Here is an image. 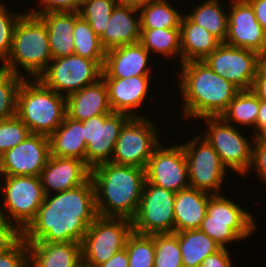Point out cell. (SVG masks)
I'll list each match as a JSON object with an SVG mask.
<instances>
[{"instance_id": "cell-1", "label": "cell", "mask_w": 266, "mask_h": 267, "mask_svg": "<svg viewBox=\"0 0 266 267\" xmlns=\"http://www.w3.org/2000/svg\"><path fill=\"white\" fill-rule=\"evenodd\" d=\"M98 217L91 177L82 185L45 195L35 218L21 232L26 242L80 243Z\"/></svg>"}, {"instance_id": "cell-2", "label": "cell", "mask_w": 266, "mask_h": 267, "mask_svg": "<svg viewBox=\"0 0 266 267\" xmlns=\"http://www.w3.org/2000/svg\"><path fill=\"white\" fill-rule=\"evenodd\" d=\"M179 92L182 114L190 121L203 117H220L239 89L216 74L204 61L179 64Z\"/></svg>"}, {"instance_id": "cell-3", "label": "cell", "mask_w": 266, "mask_h": 267, "mask_svg": "<svg viewBox=\"0 0 266 267\" xmlns=\"http://www.w3.org/2000/svg\"><path fill=\"white\" fill-rule=\"evenodd\" d=\"M98 216L132 220L138 210L145 169L112 162L91 169Z\"/></svg>"}, {"instance_id": "cell-4", "label": "cell", "mask_w": 266, "mask_h": 267, "mask_svg": "<svg viewBox=\"0 0 266 267\" xmlns=\"http://www.w3.org/2000/svg\"><path fill=\"white\" fill-rule=\"evenodd\" d=\"M51 60L47 27L38 16L27 11L15 26L9 56L0 67L24 79L29 75V79H35Z\"/></svg>"}, {"instance_id": "cell-5", "label": "cell", "mask_w": 266, "mask_h": 267, "mask_svg": "<svg viewBox=\"0 0 266 267\" xmlns=\"http://www.w3.org/2000/svg\"><path fill=\"white\" fill-rule=\"evenodd\" d=\"M16 116L31 134L50 136L66 116V97L46 87L38 78H25L17 92Z\"/></svg>"}, {"instance_id": "cell-6", "label": "cell", "mask_w": 266, "mask_h": 267, "mask_svg": "<svg viewBox=\"0 0 266 267\" xmlns=\"http://www.w3.org/2000/svg\"><path fill=\"white\" fill-rule=\"evenodd\" d=\"M254 219L252 213L232 198L224 197V193L212 194L199 229L221 248H228L227 244L247 240L256 232Z\"/></svg>"}, {"instance_id": "cell-7", "label": "cell", "mask_w": 266, "mask_h": 267, "mask_svg": "<svg viewBox=\"0 0 266 267\" xmlns=\"http://www.w3.org/2000/svg\"><path fill=\"white\" fill-rule=\"evenodd\" d=\"M0 216L22 232L35 218L45 193L40 176H0ZM2 190V191H1ZM3 195V196H2Z\"/></svg>"}, {"instance_id": "cell-8", "label": "cell", "mask_w": 266, "mask_h": 267, "mask_svg": "<svg viewBox=\"0 0 266 267\" xmlns=\"http://www.w3.org/2000/svg\"><path fill=\"white\" fill-rule=\"evenodd\" d=\"M199 120H203L208 127L201 136L218 153L222 164L228 169V173L231 170L232 173L234 171L240 176H248L247 171L252 161L254 136H249V139L241 132L242 130L226 123L221 117H203Z\"/></svg>"}, {"instance_id": "cell-9", "label": "cell", "mask_w": 266, "mask_h": 267, "mask_svg": "<svg viewBox=\"0 0 266 267\" xmlns=\"http://www.w3.org/2000/svg\"><path fill=\"white\" fill-rule=\"evenodd\" d=\"M104 60H90L76 54L52 59L38 79L67 97L101 79Z\"/></svg>"}, {"instance_id": "cell-10", "label": "cell", "mask_w": 266, "mask_h": 267, "mask_svg": "<svg viewBox=\"0 0 266 267\" xmlns=\"http://www.w3.org/2000/svg\"><path fill=\"white\" fill-rule=\"evenodd\" d=\"M132 232V220L98 216L88 227L81 242L82 260L95 267L125 248Z\"/></svg>"}, {"instance_id": "cell-11", "label": "cell", "mask_w": 266, "mask_h": 267, "mask_svg": "<svg viewBox=\"0 0 266 267\" xmlns=\"http://www.w3.org/2000/svg\"><path fill=\"white\" fill-rule=\"evenodd\" d=\"M156 125L147 117H130L120 130L111 162L145 169L161 143Z\"/></svg>"}, {"instance_id": "cell-12", "label": "cell", "mask_w": 266, "mask_h": 267, "mask_svg": "<svg viewBox=\"0 0 266 267\" xmlns=\"http://www.w3.org/2000/svg\"><path fill=\"white\" fill-rule=\"evenodd\" d=\"M197 134L192 140L182 142L186 161L190 187L202 190L210 194H222L226 170L221 162L218 153L204 139Z\"/></svg>"}, {"instance_id": "cell-13", "label": "cell", "mask_w": 266, "mask_h": 267, "mask_svg": "<svg viewBox=\"0 0 266 267\" xmlns=\"http://www.w3.org/2000/svg\"><path fill=\"white\" fill-rule=\"evenodd\" d=\"M175 192L145 180L132 231L139 234L174 233Z\"/></svg>"}, {"instance_id": "cell-14", "label": "cell", "mask_w": 266, "mask_h": 267, "mask_svg": "<svg viewBox=\"0 0 266 267\" xmlns=\"http://www.w3.org/2000/svg\"><path fill=\"white\" fill-rule=\"evenodd\" d=\"M129 118L128 114L112 112L82 121L86 143L85 163L90 169L111 162L120 130Z\"/></svg>"}, {"instance_id": "cell-15", "label": "cell", "mask_w": 266, "mask_h": 267, "mask_svg": "<svg viewBox=\"0 0 266 267\" xmlns=\"http://www.w3.org/2000/svg\"><path fill=\"white\" fill-rule=\"evenodd\" d=\"M146 181L172 192L190 187L186 154L182 144L163 146L160 143L152 152L145 168Z\"/></svg>"}, {"instance_id": "cell-16", "label": "cell", "mask_w": 266, "mask_h": 267, "mask_svg": "<svg viewBox=\"0 0 266 267\" xmlns=\"http://www.w3.org/2000/svg\"><path fill=\"white\" fill-rule=\"evenodd\" d=\"M259 53L222 42L203 61L239 90H250L257 75Z\"/></svg>"}, {"instance_id": "cell-17", "label": "cell", "mask_w": 266, "mask_h": 267, "mask_svg": "<svg viewBox=\"0 0 266 267\" xmlns=\"http://www.w3.org/2000/svg\"><path fill=\"white\" fill-rule=\"evenodd\" d=\"M49 156V136L30 134L0 156V176H40Z\"/></svg>"}, {"instance_id": "cell-18", "label": "cell", "mask_w": 266, "mask_h": 267, "mask_svg": "<svg viewBox=\"0 0 266 267\" xmlns=\"http://www.w3.org/2000/svg\"><path fill=\"white\" fill-rule=\"evenodd\" d=\"M229 4L228 32L224 43L259 54L266 53V32L258 23L251 4L247 0H230Z\"/></svg>"}, {"instance_id": "cell-19", "label": "cell", "mask_w": 266, "mask_h": 267, "mask_svg": "<svg viewBox=\"0 0 266 267\" xmlns=\"http://www.w3.org/2000/svg\"><path fill=\"white\" fill-rule=\"evenodd\" d=\"M152 77L138 75L128 78H102L108 90L111 110L128 114L130 117H146V114L142 115L139 110L145 100L148 101L147 98L152 97L149 95Z\"/></svg>"}, {"instance_id": "cell-20", "label": "cell", "mask_w": 266, "mask_h": 267, "mask_svg": "<svg viewBox=\"0 0 266 267\" xmlns=\"http://www.w3.org/2000/svg\"><path fill=\"white\" fill-rule=\"evenodd\" d=\"M151 57L153 56L139 42L107 50L101 78L151 75L152 65L149 62Z\"/></svg>"}, {"instance_id": "cell-21", "label": "cell", "mask_w": 266, "mask_h": 267, "mask_svg": "<svg viewBox=\"0 0 266 267\" xmlns=\"http://www.w3.org/2000/svg\"><path fill=\"white\" fill-rule=\"evenodd\" d=\"M91 177V169L82 160L49 156L40 174L45 195L55 194L84 184Z\"/></svg>"}, {"instance_id": "cell-22", "label": "cell", "mask_w": 266, "mask_h": 267, "mask_svg": "<svg viewBox=\"0 0 266 267\" xmlns=\"http://www.w3.org/2000/svg\"><path fill=\"white\" fill-rule=\"evenodd\" d=\"M140 38L139 9L116 5L105 31L100 36L103 48L107 51L119 46L134 44Z\"/></svg>"}, {"instance_id": "cell-23", "label": "cell", "mask_w": 266, "mask_h": 267, "mask_svg": "<svg viewBox=\"0 0 266 267\" xmlns=\"http://www.w3.org/2000/svg\"><path fill=\"white\" fill-rule=\"evenodd\" d=\"M112 112L108 90L102 78L66 97V115L75 120L84 121Z\"/></svg>"}, {"instance_id": "cell-24", "label": "cell", "mask_w": 266, "mask_h": 267, "mask_svg": "<svg viewBox=\"0 0 266 267\" xmlns=\"http://www.w3.org/2000/svg\"><path fill=\"white\" fill-rule=\"evenodd\" d=\"M29 267H76L82 261L81 244L77 242H26Z\"/></svg>"}, {"instance_id": "cell-25", "label": "cell", "mask_w": 266, "mask_h": 267, "mask_svg": "<svg viewBox=\"0 0 266 267\" xmlns=\"http://www.w3.org/2000/svg\"><path fill=\"white\" fill-rule=\"evenodd\" d=\"M212 194L187 188L176 192L174 202V232L199 229Z\"/></svg>"}, {"instance_id": "cell-26", "label": "cell", "mask_w": 266, "mask_h": 267, "mask_svg": "<svg viewBox=\"0 0 266 267\" xmlns=\"http://www.w3.org/2000/svg\"><path fill=\"white\" fill-rule=\"evenodd\" d=\"M181 63L203 61L222 42L185 13L180 25Z\"/></svg>"}, {"instance_id": "cell-27", "label": "cell", "mask_w": 266, "mask_h": 267, "mask_svg": "<svg viewBox=\"0 0 266 267\" xmlns=\"http://www.w3.org/2000/svg\"><path fill=\"white\" fill-rule=\"evenodd\" d=\"M46 25L52 59L75 53V12H49L38 16Z\"/></svg>"}, {"instance_id": "cell-28", "label": "cell", "mask_w": 266, "mask_h": 267, "mask_svg": "<svg viewBox=\"0 0 266 267\" xmlns=\"http://www.w3.org/2000/svg\"><path fill=\"white\" fill-rule=\"evenodd\" d=\"M50 155L76 158L85 162L86 143L83 122L65 116L62 124L49 136Z\"/></svg>"}, {"instance_id": "cell-29", "label": "cell", "mask_w": 266, "mask_h": 267, "mask_svg": "<svg viewBox=\"0 0 266 267\" xmlns=\"http://www.w3.org/2000/svg\"><path fill=\"white\" fill-rule=\"evenodd\" d=\"M178 237L183 267H200L202 261L221 247L200 229L174 232Z\"/></svg>"}, {"instance_id": "cell-30", "label": "cell", "mask_w": 266, "mask_h": 267, "mask_svg": "<svg viewBox=\"0 0 266 267\" xmlns=\"http://www.w3.org/2000/svg\"><path fill=\"white\" fill-rule=\"evenodd\" d=\"M222 0H204L185 13L194 23L224 42L228 32V10ZM226 8V9H225ZM225 10V11H224Z\"/></svg>"}, {"instance_id": "cell-31", "label": "cell", "mask_w": 266, "mask_h": 267, "mask_svg": "<svg viewBox=\"0 0 266 267\" xmlns=\"http://www.w3.org/2000/svg\"><path fill=\"white\" fill-rule=\"evenodd\" d=\"M260 107V99L250 90H239L234 99L229 103L227 109L221 114V118L238 128L242 126L251 127L253 134H256V119ZM236 123V124H235ZM240 125V126H239Z\"/></svg>"}, {"instance_id": "cell-32", "label": "cell", "mask_w": 266, "mask_h": 267, "mask_svg": "<svg viewBox=\"0 0 266 267\" xmlns=\"http://www.w3.org/2000/svg\"><path fill=\"white\" fill-rule=\"evenodd\" d=\"M139 43L151 55L159 53L158 55L167 60L179 57V63L181 64L180 28L140 29Z\"/></svg>"}, {"instance_id": "cell-33", "label": "cell", "mask_w": 266, "mask_h": 267, "mask_svg": "<svg viewBox=\"0 0 266 267\" xmlns=\"http://www.w3.org/2000/svg\"><path fill=\"white\" fill-rule=\"evenodd\" d=\"M170 0H150L140 13V29L180 28L183 9H178ZM178 9V10H177ZM180 10V11H179Z\"/></svg>"}, {"instance_id": "cell-34", "label": "cell", "mask_w": 266, "mask_h": 267, "mask_svg": "<svg viewBox=\"0 0 266 267\" xmlns=\"http://www.w3.org/2000/svg\"><path fill=\"white\" fill-rule=\"evenodd\" d=\"M74 36L75 53L90 60H104L106 50L103 48L100 37L94 33L88 22L75 12Z\"/></svg>"}, {"instance_id": "cell-35", "label": "cell", "mask_w": 266, "mask_h": 267, "mask_svg": "<svg viewBox=\"0 0 266 267\" xmlns=\"http://www.w3.org/2000/svg\"><path fill=\"white\" fill-rule=\"evenodd\" d=\"M125 248L129 257V267H153L155 258L154 237L132 231Z\"/></svg>"}, {"instance_id": "cell-36", "label": "cell", "mask_w": 266, "mask_h": 267, "mask_svg": "<svg viewBox=\"0 0 266 267\" xmlns=\"http://www.w3.org/2000/svg\"><path fill=\"white\" fill-rule=\"evenodd\" d=\"M153 267H183L181 249L175 233H155Z\"/></svg>"}, {"instance_id": "cell-37", "label": "cell", "mask_w": 266, "mask_h": 267, "mask_svg": "<svg viewBox=\"0 0 266 267\" xmlns=\"http://www.w3.org/2000/svg\"><path fill=\"white\" fill-rule=\"evenodd\" d=\"M116 5L115 0H85L79 13L100 37Z\"/></svg>"}, {"instance_id": "cell-38", "label": "cell", "mask_w": 266, "mask_h": 267, "mask_svg": "<svg viewBox=\"0 0 266 267\" xmlns=\"http://www.w3.org/2000/svg\"><path fill=\"white\" fill-rule=\"evenodd\" d=\"M23 79L0 67V121L16 115L17 92Z\"/></svg>"}, {"instance_id": "cell-39", "label": "cell", "mask_w": 266, "mask_h": 267, "mask_svg": "<svg viewBox=\"0 0 266 267\" xmlns=\"http://www.w3.org/2000/svg\"><path fill=\"white\" fill-rule=\"evenodd\" d=\"M30 134L29 128L16 115L0 121V156Z\"/></svg>"}, {"instance_id": "cell-40", "label": "cell", "mask_w": 266, "mask_h": 267, "mask_svg": "<svg viewBox=\"0 0 266 267\" xmlns=\"http://www.w3.org/2000/svg\"><path fill=\"white\" fill-rule=\"evenodd\" d=\"M26 12L10 11L9 7L0 3V66L9 56L15 26Z\"/></svg>"}, {"instance_id": "cell-41", "label": "cell", "mask_w": 266, "mask_h": 267, "mask_svg": "<svg viewBox=\"0 0 266 267\" xmlns=\"http://www.w3.org/2000/svg\"><path fill=\"white\" fill-rule=\"evenodd\" d=\"M0 267H29V249L22 237L0 255Z\"/></svg>"}, {"instance_id": "cell-42", "label": "cell", "mask_w": 266, "mask_h": 267, "mask_svg": "<svg viewBox=\"0 0 266 267\" xmlns=\"http://www.w3.org/2000/svg\"><path fill=\"white\" fill-rule=\"evenodd\" d=\"M85 0H38V8H28V11L39 16L49 12H79ZM40 4V5H39Z\"/></svg>"}, {"instance_id": "cell-43", "label": "cell", "mask_w": 266, "mask_h": 267, "mask_svg": "<svg viewBox=\"0 0 266 267\" xmlns=\"http://www.w3.org/2000/svg\"><path fill=\"white\" fill-rule=\"evenodd\" d=\"M255 171V175L266 184V146L254 141L252 150V161L247 173Z\"/></svg>"}, {"instance_id": "cell-44", "label": "cell", "mask_w": 266, "mask_h": 267, "mask_svg": "<svg viewBox=\"0 0 266 267\" xmlns=\"http://www.w3.org/2000/svg\"><path fill=\"white\" fill-rule=\"evenodd\" d=\"M20 237L21 232L0 216V255L9 249Z\"/></svg>"}, {"instance_id": "cell-45", "label": "cell", "mask_w": 266, "mask_h": 267, "mask_svg": "<svg viewBox=\"0 0 266 267\" xmlns=\"http://www.w3.org/2000/svg\"><path fill=\"white\" fill-rule=\"evenodd\" d=\"M228 250L227 248H220L214 254L207 256L200 267H234Z\"/></svg>"}, {"instance_id": "cell-46", "label": "cell", "mask_w": 266, "mask_h": 267, "mask_svg": "<svg viewBox=\"0 0 266 267\" xmlns=\"http://www.w3.org/2000/svg\"><path fill=\"white\" fill-rule=\"evenodd\" d=\"M97 267H129V257L126 248L115 253L108 261Z\"/></svg>"}, {"instance_id": "cell-47", "label": "cell", "mask_w": 266, "mask_h": 267, "mask_svg": "<svg viewBox=\"0 0 266 267\" xmlns=\"http://www.w3.org/2000/svg\"><path fill=\"white\" fill-rule=\"evenodd\" d=\"M254 9L258 23L266 32V0H247Z\"/></svg>"}, {"instance_id": "cell-48", "label": "cell", "mask_w": 266, "mask_h": 267, "mask_svg": "<svg viewBox=\"0 0 266 267\" xmlns=\"http://www.w3.org/2000/svg\"><path fill=\"white\" fill-rule=\"evenodd\" d=\"M263 128H266V101L260 100V107L256 119V133Z\"/></svg>"}, {"instance_id": "cell-49", "label": "cell", "mask_w": 266, "mask_h": 267, "mask_svg": "<svg viewBox=\"0 0 266 267\" xmlns=\"http://www.w3.org/2000/svg\"><path fill=\"white\" fill-rule=\"evenodd\" d=\"M254 80H266V53L259 54L257 61V75Z\"/></svg>"}, {"instance_id": "cell-50", "label": "cell", "mask_w": 266, "mask_h": 267, "mask_svg": "<svg viewBox=\"0 0 266 267\" xmlns=\"http://www.w3.org/2000/svg\"><path fill=\"white\" fill-rule=\"evenodd\" d=\"M251 90L260 100L266 101V80H254Z\"/></svg>"}, {"instance_id": "cell-51", "label": "cell", "mask_w": 266, "mask_h": 267, "mask_svg": "<svg viewBox=\"0 0 266 267\" xmlns=\"http://www.w3.org/2000/svg\"><path fill=\"white\" fill-rule=\"evenodd\" d=\"M115 1L117 5L140 9L150 0H115Z\"/></svg>"}, {"instance_id": "cell-52", "label": "cell", "mask_w": 266, "mask_h": 267, "mask_svg": "<svg viewBox=\"0 0 266 267\" xmlns=\"http://www.w3.org/2000/svg\"><path fill=\"white\" fill-rule=\"evenodd\" d=\"M254 141H255L257 144L266 146V128H263V129L259 130V131L254 135Z\"/></svg>"}, {"instance_id": "cell-53", "label": "cell", "mask_w": 266, "mask_h": 267, "mask_svg": "<svg viewBox=\"0 0 266 267\" xmlns=\"http://www.w3.org/2000/svg\"><path fill=\"white\" fill-rule=\"evenodd\" d=\"M76 267H95V266L87 264L82 260Z\"/></svg>"}]
</instances>
